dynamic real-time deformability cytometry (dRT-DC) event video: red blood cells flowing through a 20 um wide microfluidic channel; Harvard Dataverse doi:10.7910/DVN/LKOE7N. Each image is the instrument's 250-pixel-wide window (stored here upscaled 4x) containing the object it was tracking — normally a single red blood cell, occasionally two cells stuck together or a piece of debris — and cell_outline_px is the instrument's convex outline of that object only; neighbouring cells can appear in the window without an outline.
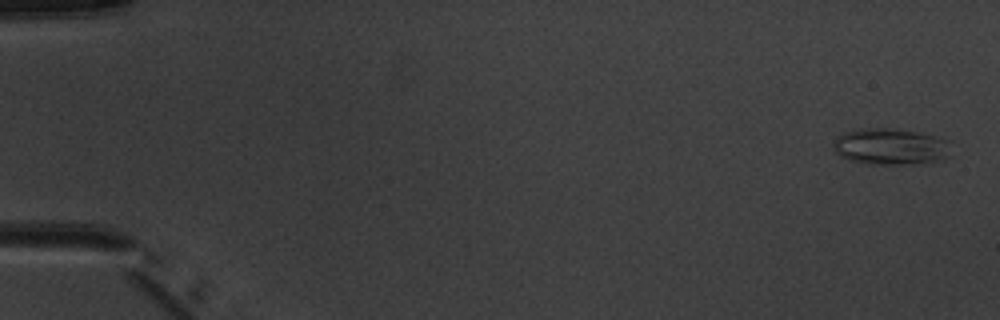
{"species": "common noctule bat (a hibernating species)", "species_latin": "Nyctalus noctula", "temperature_condition": "warm", "stored_images_in_passage": 5, "camera_frame_rate_fps": 3000, "um_per_image_px": 0.085, "animal": {"sex": "male", "body_mass_g": 20.1, "forearm_length_mm": 53.5}, "frame": {"image": 1, "passage_image": 1, "time_ms": 0.0, "image_size_px": [1000, 320], "cell_outline_px": [[948, 156], [944, 160], [932, 164], [868, 164], [852, 160], [840, 156], [836, 152], [832, 144], [836, 136], [844, 132], [868, 128], [896, 128], [936, 136], [944, 140]], "centroid_in_image_um": [75.66, 12.48], "position_along_channel_um": 9.3, "area_um2": 24.97}}